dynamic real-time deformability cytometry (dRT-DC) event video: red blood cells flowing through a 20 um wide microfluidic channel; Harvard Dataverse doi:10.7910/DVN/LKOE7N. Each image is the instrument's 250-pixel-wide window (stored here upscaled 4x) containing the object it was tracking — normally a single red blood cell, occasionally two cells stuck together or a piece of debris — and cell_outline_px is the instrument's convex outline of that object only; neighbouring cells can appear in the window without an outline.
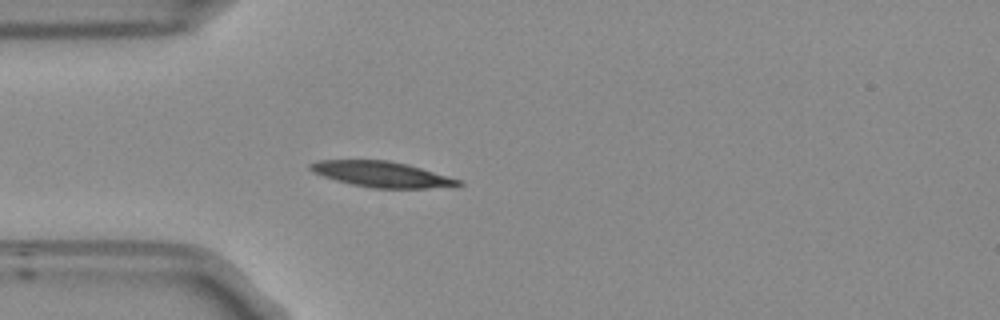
{"species": "Egyptian fruit bat (a non-hibernating species)", "species_latin": "Rousettus aegyptiacus", "temperature_condition": "room temperature", "stored_images_in_passage": 40, "camera_frame_rate_fps": 3000, "um_per_image_px": 0.085, "frame": {"image": 1, "passage_image": 1, "time_ms": 0.0, "image_size_px": [1000, 320], "cell_outline_px": [[464, 184], [456, 188], [372, 188], [352, 184], [336, 180], [312, 172], [308, 168], [308, 164], [320, 160], [388, 160], [408, 164], [448, 176], [460, 180]], "centroid_in_image_um": [32.51, 14.82], "position_along_channel_um": 52.5, "area_um2": 22.31}}
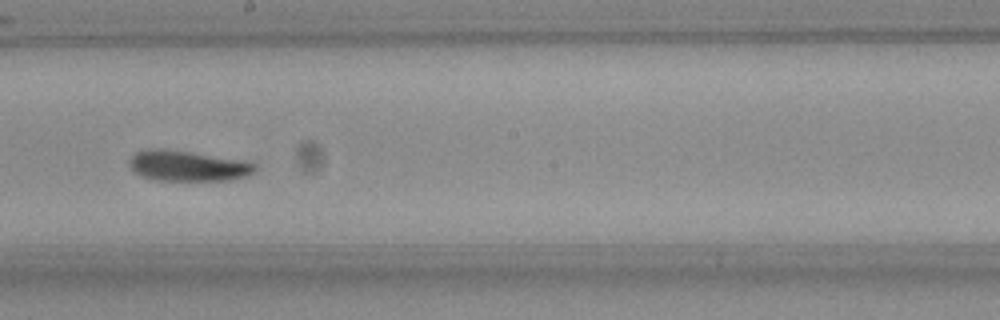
{"frame": {"image": 2, "passage_image": 16, "time_ms": 5.0, "image_size_px": [1000, 320], "cell_outline_px": [[256, 172], [232, 180], [152, 180], [140, 176], [128, 164], [128, 160], [136, 152], [148, 148], [160, 148], [188, 152], [236, 160], [256, 164]], "centroid_in_image_um": [15.88, 14.11], "position_along_channel_um": 232.3, "area_um2": 22.02}}
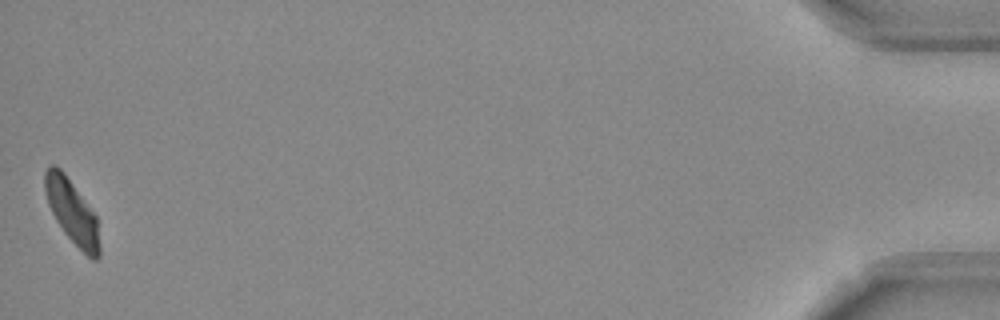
{"frame": {"image": 3, "passage_image": 40, "time_ms": 13.0, "image_size_px": [1000, 320], "cell_outline_px": [[100, 256], [96, 260], [92, 260], [64, 232], [56, 220], [48, 204], [44, 188], [44, 172], [52, 164], [56, 164], [64, 172], [96, 216], [100, 248]], "centroid_in_image_um": [6.11, 17.98], "position_along_channel_um": 429.1, "area_um2": 20.0}, "authors_computed_cell_mechanics": {"area_um2": 21.9929, "velocity_mm_per_s": 3.7191, "shape_relaxation_time_tau1_ms": 3.2852, "shape_relaxation_time_tau2_ms": 2.3383, "deformation_change_tau1": 0.1373, "deformation_change_tau2": 0.0921}}